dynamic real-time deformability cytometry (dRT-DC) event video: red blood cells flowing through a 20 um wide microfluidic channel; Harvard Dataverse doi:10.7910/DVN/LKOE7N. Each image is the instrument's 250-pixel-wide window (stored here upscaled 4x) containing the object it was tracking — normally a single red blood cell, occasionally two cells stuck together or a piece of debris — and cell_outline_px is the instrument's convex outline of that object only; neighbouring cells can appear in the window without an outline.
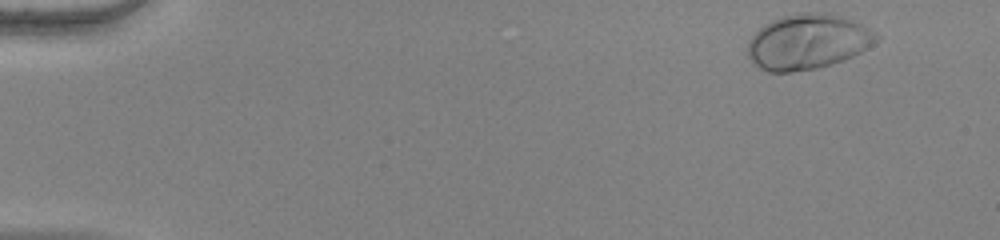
{"species": "human", "species_latin": "Homo sapiens", "temperature_condition": "warm", "stored_images_in_passage": 50, "camera_frame_rate_fps": 3000, "um_per_image_px": 0.085, "donor": {"sex": "female"}, "frame": {"image": 1, "passage_image": 1, "time_ms": 0.0, "image_size_px": [1000, 240], "cell_outline_px": [[880, 40], [860, 52], [844, 60], [832, 64], [816, 68], [792, 72], [768, 72], [760, 68], [748, 56], [748, 40], [764, 24], [772, 20], [784, 16], [800, 12], [832, 12], [860, 24], [868, 28], [880, 36]], "centroid_in_image_um": [68.67, 3.54], "position_along_channel_um": 16.3, "area_um2": 41.33}}
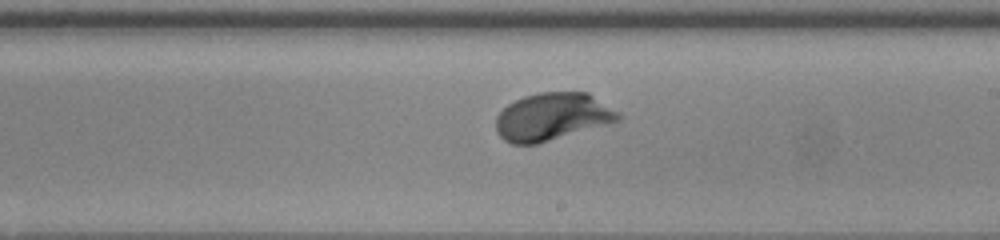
{"frame": {"image": 2, "passage_image": 29, "time_ms": 9.333, "image_size_px": [1000, 240], "cell_outline_px": [[620, 120], [536, 144], [512, 144], [504, 140], [496, 132], [496, 116], [508, 104], [524, 96], [540, 92], [588, 92], [620, 112]], "centroid_in_image_um": [46.93, 9.91], "position_along_channel_um": 242.1, "area_um2": 33.7}}
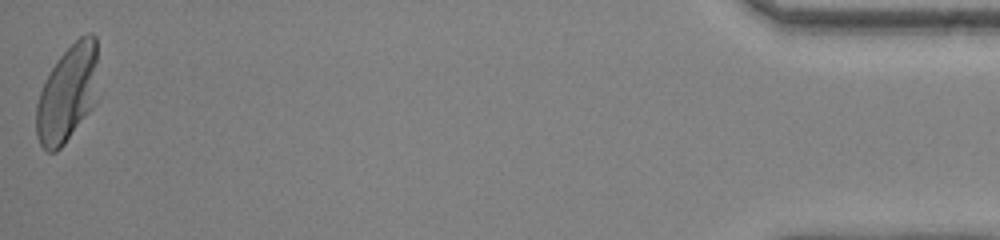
{"frame": {"image": 3, "passage_image": 50, "time_ms": 16.333, "image_size_px": [1000, 240], "cell_outline_px": [[96, 104], [64, 144], [56, 152], [48, 152], [40, 144], [36, 136], [36, 104], [40, 92], [52, 68], [60, 56], [80, 36], [88, 32], [92, 32], [96, 36]], "centroid_in_image_um": [5.73, 7.98], "position_along_channel_um": 429.5, "area_um2": 34.74}, "authors_computed_cell_mechanics": {"area_um2": 33.5529, "velocity_mm_per_s": 3.8843, "shape_relaxation_time_tau1_ms": 1.7332, "shape_relaxation_time_tau2_ms": null, "deformation_change_tau1": 0.1556, "deformation_change_tau2": null}}